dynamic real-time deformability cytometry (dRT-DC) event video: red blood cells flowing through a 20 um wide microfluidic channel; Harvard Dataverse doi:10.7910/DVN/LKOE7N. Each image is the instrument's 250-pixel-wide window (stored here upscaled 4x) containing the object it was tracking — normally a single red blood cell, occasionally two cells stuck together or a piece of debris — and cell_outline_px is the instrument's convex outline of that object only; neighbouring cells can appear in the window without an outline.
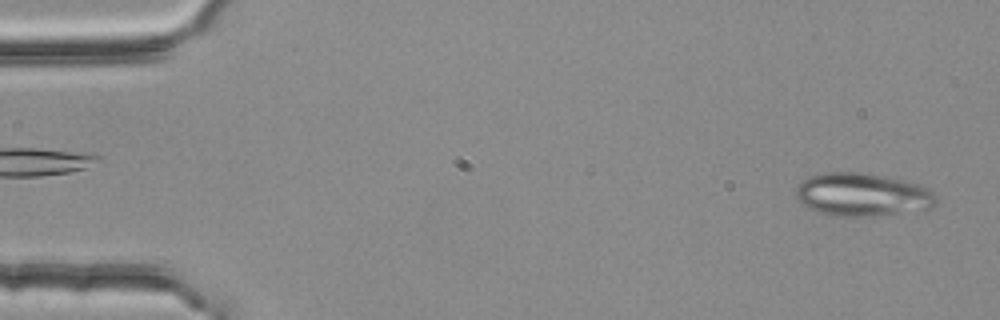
{"species": "common noctule bat (a hibernating species)", "species_latin": "Nyctalus noctula", "temperature_condition": "room temperature", "stored_images_in_passage": 4, "segment_of_instrument_passage": [2, 2], "camera_frame_rate_fps": 3000, "um_per_image_px": 0.085, "animal": {"sex": "female", "body_mass_g": 25.1}, "frame": {"image": 1, "passage_image": 4, "time_ms": 1.0, "image_size_px": [1000, 320], "cell_outline_px": [[936, 204], [932, 208], [872, 216], [836, 216], [820, 212], [804, 204], [796, 196], [796, 188], [808, 176], [824, 172], [860, 172], [884, 176], [904, 180], [920, 184], [928, 188], [936, 196]], "centroid_in_image_um": [73.33, 16.53], "position_along_channel_um": 11.7, "area_um2": 34.97}}